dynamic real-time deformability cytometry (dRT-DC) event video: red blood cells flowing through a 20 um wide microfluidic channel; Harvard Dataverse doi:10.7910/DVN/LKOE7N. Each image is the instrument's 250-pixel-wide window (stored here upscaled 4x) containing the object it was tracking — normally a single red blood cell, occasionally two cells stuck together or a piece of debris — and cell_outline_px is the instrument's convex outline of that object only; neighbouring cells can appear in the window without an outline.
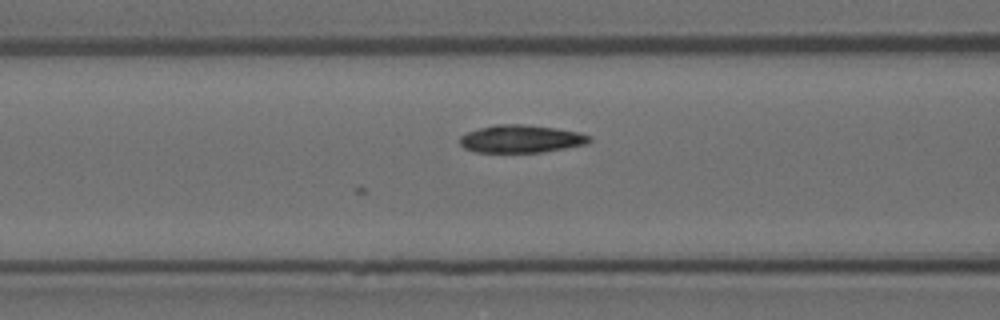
{"species": "Egyptian fruit bat (a non-hibernating species)", "species_latin": "Rousettus aegyptiacus", "temperature_condition": "room temperature", "stored_images_in_passage": 7, "camera_frame_rate_fps": 3000, "um_per_image_px": 0.085, "animal": {"sex": "female"}, "frame": {"image": 1, "passage_image": 7, "time_ms": 2.0, "image_size_px": [1000, 320], "cell_outline_px": [[592, 140], [588, 144], [540, 152], [476, 152], [464, 148], [460, 144], [460, 136], [468, 132], [480, 128], [496, 124], [524, 124], [556, 128], [580, 132], [592, 136]], "centroid_in_image_um": [44.33, 11.8], "position_along_channel_um": 122.3, "area_um2": 20.98}}